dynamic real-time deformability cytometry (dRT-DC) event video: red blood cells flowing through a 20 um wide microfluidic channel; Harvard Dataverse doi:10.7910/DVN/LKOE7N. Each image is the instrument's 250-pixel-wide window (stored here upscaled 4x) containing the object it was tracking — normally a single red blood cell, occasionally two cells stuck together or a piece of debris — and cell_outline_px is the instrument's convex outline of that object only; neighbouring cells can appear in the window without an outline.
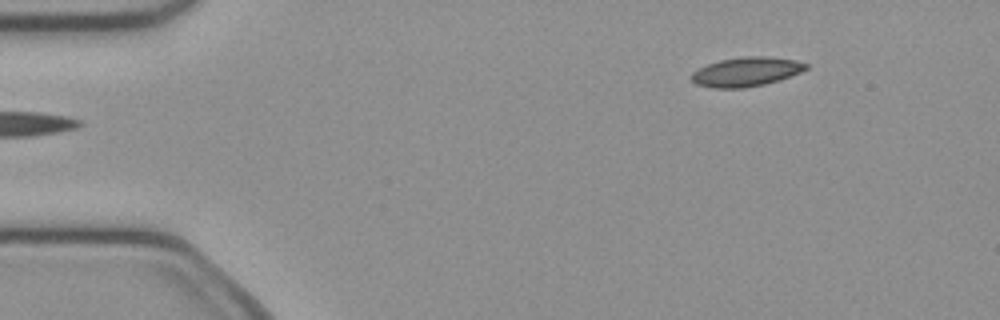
{"species": "common noctule bat (a hibernating species)", "species_latin": "Nyctalus noctula", "temperature_condition": "cold", "stored_images_in_passage": 45, "camera_frame_rate_fps": 3000, "um_per_image_px": 0.085, "animal": {"sex": "female", "body_mass_g": 21.9}, "frame": {"image": 1, "passage_image": 1, "time_ms": 0.0, "image_size_px": [1000, 320], "cell_outline_px": [[808, 68], [800, 72], [780, 80], [764, 84], [744, 88], [712, 88], [696, 84], [688, 76], [692, 72], [708, 64], [720, 60], [744, 56], [764, 56], [796, 60], [808, 64]], "centroid_in_image_um": [63.41, 6.1], "position_along_channel_um": 21.6, "area_um2": 19.54}}
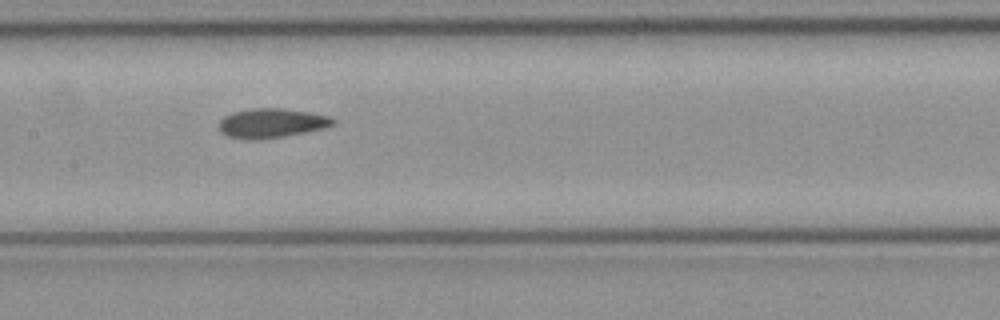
{"frame": {"image": 2, "passage_image": 19, "time_ms": 6.0, "image_size_px": [1000, 320], "cell_outline_px": [[336, 124], [324, 128], [284, 136], [260, 140], [244, 140], [228, 136], [220, 132], [220, 120], [224, 116], [232, 112], [252, 108], [284, 108], [332, 116], [336, 120]], "centroid_in_image_um": [23.09, 10.47], "position_along_channel_um": 184.3, "area_um2": 19.77}}
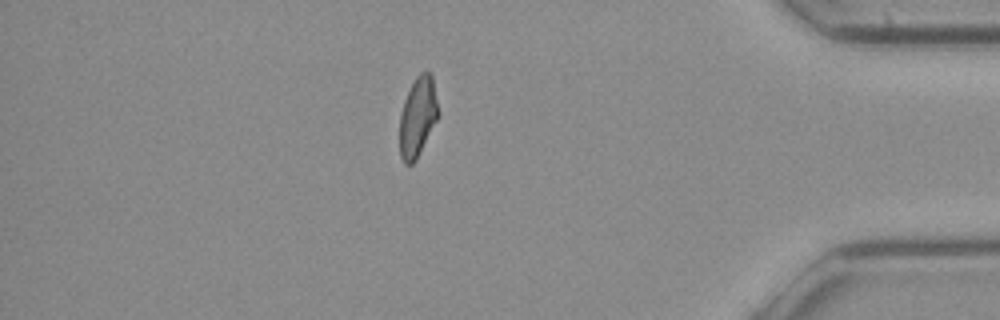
{"frame": {"image": 3, "passage_image": 38, "time_ms": 12.333, "image_size_px": [1000, 320], "cell_outline_px": [[440, 116], [416, 160], [412, 164], [404, 164], [400, 156], [400, 112], [404, 100], [416, 76], [420, 72], [428, 72], [432, 76], [440, 112]], "centroid_in_image_um": [35.53, 9.95], "position_along_channel_um": 399.7, "area_um2": 18.15}, "authors_computed_cell_mechanics": {"area_um2": 19.1318, "velocity_mm_per_s": 4.0306, "shape_relaxation_time_tau1_ms": null, "shape_relaxation_time_tau2_ms": 2.8874, "deformation_change_tau1": null, "deformation_change_tau2": 0.0957}}